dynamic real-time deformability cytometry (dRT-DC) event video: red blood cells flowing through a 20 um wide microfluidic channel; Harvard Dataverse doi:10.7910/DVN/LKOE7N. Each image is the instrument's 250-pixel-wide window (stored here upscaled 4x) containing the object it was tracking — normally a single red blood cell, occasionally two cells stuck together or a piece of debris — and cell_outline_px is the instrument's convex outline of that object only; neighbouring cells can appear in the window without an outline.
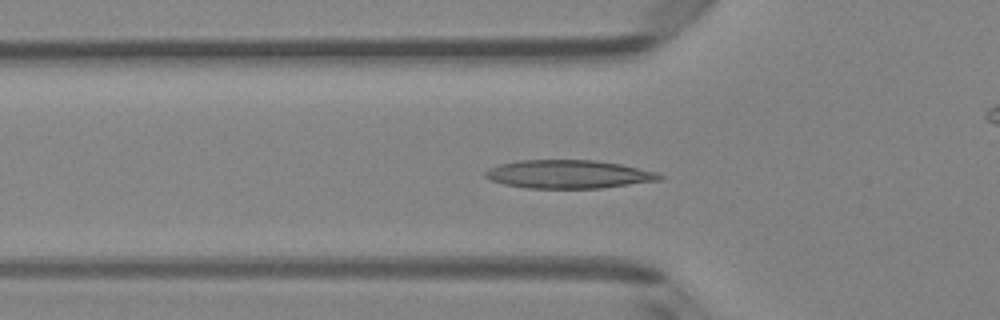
{"species": "Egyptian fruit bat (a non-hibernating species)", "species_latin": "Rousettus aegyptiacus", "temperature_condition": "room temperature", "stored_images_in_passage": 50, "camera_frame_rate_fps": 3000, "um_per_image_px": 0.085, "animal": {"sex": "female"}, "frame": {"image": 1, "passage_image": 16, "time_ms": 5.0, "image_size_px": [1000, 320], "cell_outline_px": [[668, 176], [660, 180], [600, 188], [524, 188], [504, 184], [488, 180], [484, 176], [484, 172], [488, 168], [500, 164], [520, 160], [596, 160], [620, 164], [656, 172]], "centroid_in_image_um": [48.3, 14.81], "position_along_channel_um": 77.5, "area_um2": 28.9}}
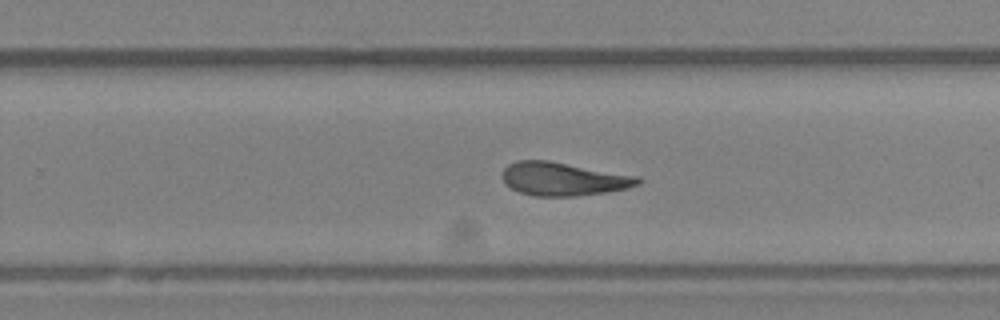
{"frame": {"image": 2, "passage_image": 31, "time_ms": 10.0, "image_size_px": [1000, 320], "cell_outline_px": [[644, 180], [640, 184], [628, 188], [608, 192], [576, 196], [536, 196], [520, 192], [504, 184], [500, 176], [500, 172], [508, 164], [516, 160], [548, 160], [640, 176]], "centroid_in_image_um": [47.89, 15.2], "position_along_channel_um": 281.9, "area_um2": 26.82}}
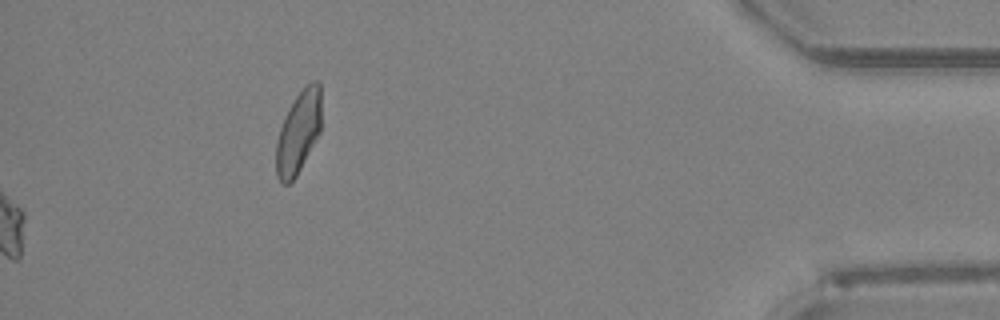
{"frame": {"image": 3, "passage_image": 50, "time_ms": 16.333, "image_size_px": [1000, 320], "cell_outline_px": [[320, 132], [296, 176], [288, 184], [280, 184], [276, 176], [276, 140], [280, 128], [288, 108], [296, 96], [312, 80], [316, 80], [320, 84]], "centroid_in_image_um": [25.34, 11.27], "position_along_channel_um": 409.9, "area_um2": 21.5}, "authors_computed_cell_mechanics": {"area_um2": 26.877, "velocity_mm_per_s": 4.0935, "shape_relaxation_time_tau1_ms": 9.3348, "shape_relaxation_time_tau2_ms": 2.9848, "deformation_change_tau1": 0.2433, "deformation_change_tau2": 0.1094}}